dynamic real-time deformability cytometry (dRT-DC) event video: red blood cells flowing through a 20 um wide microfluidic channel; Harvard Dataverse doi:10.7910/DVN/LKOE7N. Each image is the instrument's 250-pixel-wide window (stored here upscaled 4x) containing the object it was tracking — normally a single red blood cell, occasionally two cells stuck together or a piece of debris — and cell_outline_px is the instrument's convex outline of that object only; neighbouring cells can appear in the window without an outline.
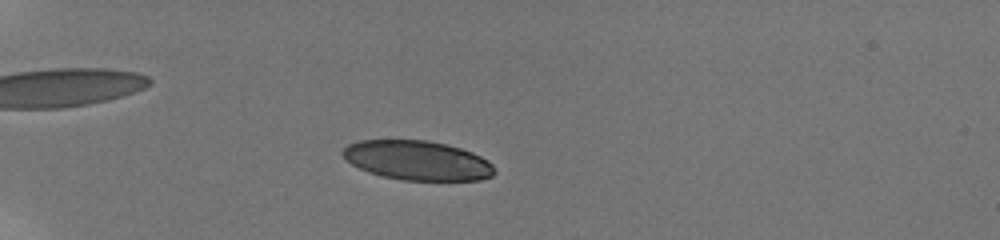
{"species": "human", "species_latin": "Homo sapiens", "temperature_condition": "room temperature", "stored_images_in_passage": 52, "camera_frame_rate_fps": 3000, "um_per_image_px": 0.085, "donor": {"sex": "male"}, "frame": {"image": 1, "passage_image": 13, "time_ms": 4.0, "image_size_px": [1000, 240], "cell_outline_px": [[496, 172], [492, 176], [480, 180], [404, 180], [380, 176], [368, 172], [352, 164], [340, 152], [348, 144], [360, 140], [428, 140], [460, 148], [472, 152], [488, 160], [492, 164]], "centroid_in_image_um": [35.48, 13.64], "position_along_channel_um": 49.5, "area_um2": 34.85}}
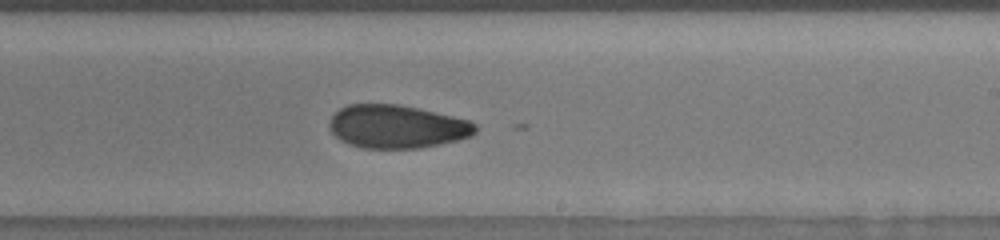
{"frame": {"image": 2, "passage_image": 33, "time_ms": 10.667, "image_size_px": [1000, 240], "cell_outline_px": [[476, 132], [472, 136], [460, 140], [420, 148], [364, 148], [348, 144], [340, 140], [332, 132], [332, 116], [340, 108], [348, 104], [400, 104], [452, 116], [468, 120], [476, 124]], "centroid_in_image_um": [33.77, 10.76], "position_along_channel_um": 255.2, "area_um2": 36.59}}
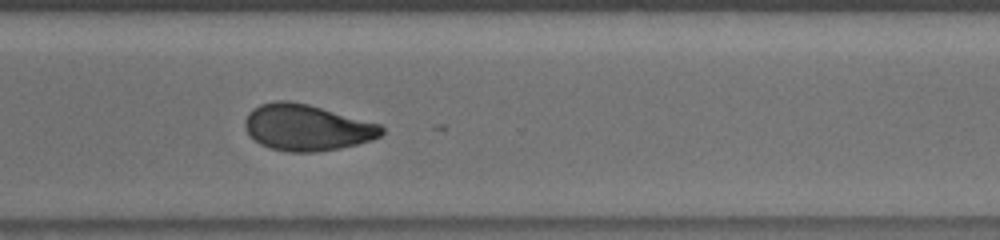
{"frame": {"image": 3, "passage_image": 40, "time_ms": 13.0, "image_size_px": [1000, 240], "cell_outline_px": [[384, 132], [380, 136], [372, 140], [340, 148], [316, 152], [288, 152], [272, 148], [260, 144], [248, 136], [244, 124], [244, 120], [248, 112], [252, 108], [260, 104], [276, 100], [288, 100], [308, 104], [380, 124], [384, 128]], "centroid_in_image_um": [26.04, 10.83], "position_along_channel_um": 344.6, "area_um2": 36.99}, "authors_computed_cell_mechanics": {"area_um2": 36.2695, "velocity_mm_per_s": 3.8249, "shape_relaxation_time_tau1_ms": null, "shape_relaxation_time_tau2_ms": 2.8474, "deformation_change_tau1": null, "deformation_change_tau2": 0.0794}}